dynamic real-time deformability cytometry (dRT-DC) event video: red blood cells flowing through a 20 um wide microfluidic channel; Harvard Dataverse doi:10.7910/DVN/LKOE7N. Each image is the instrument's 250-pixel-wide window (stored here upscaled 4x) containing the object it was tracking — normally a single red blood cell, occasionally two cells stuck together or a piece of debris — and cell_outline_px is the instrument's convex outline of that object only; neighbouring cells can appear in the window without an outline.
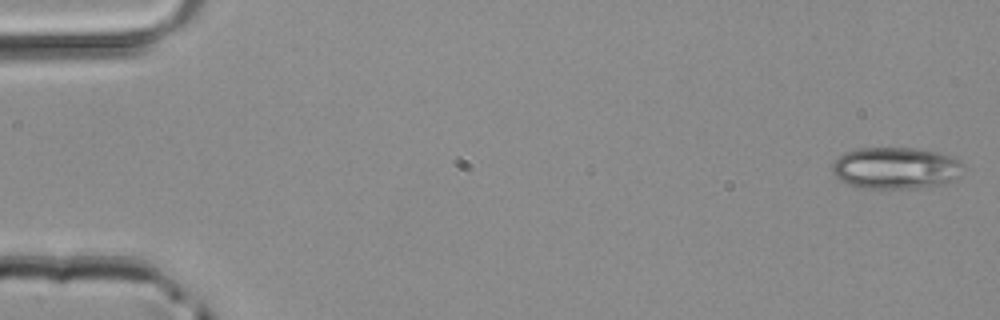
{"species": "common noctule bat (a hibernating species)", "species_latin": "Nyctalus noctula", "temperature_condition": "room temperature", "stored_images_in_passage": 47, "camera_frame_rate_fps": 3000, "um_per_image_px": 0.085, "animal": {"sex": "male", "body_mass_g": 20.4}, "frame": {"image": 1, "passage_image": 1, "time_ms": 0.0, "image_size_px": [1000, 320], "cell_outline_px": [[964, 164], [960, 176], [944, 184], [916, 188], [864, 188], [848, 184], [840, 180], [832, 172], [832, 164], [844, 152], [856, 148], [920, 148], [952, 156], [960, 160]], "centroid_in_image_um": [76.16, 14.28], "position_along_channel_um": 8.8, "area_um2": 32.08}}
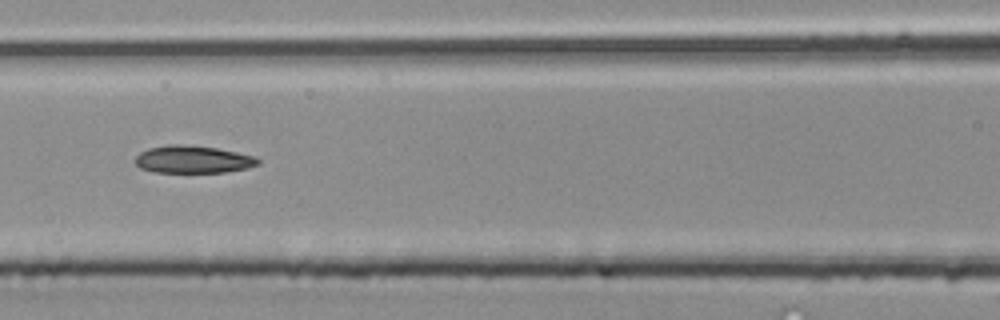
{"frame": {"image": 2, "passage_image": 21, "time_ms": 6.667, "image_size_px": [1000, 320], "cell_outline_px": [[260, 164], [248, 168], [224, 172], [156, 172], [140, 168], [136, 164], [136, 156], [140, 152], [148, 148], [168, 144], [180, 144], [216, 148], [256, 156], [260, 160]], "centroid_in_image_um": [16.42, 13.55], "position_along_channel_um": 150.2, "area_um2": 19.65}}
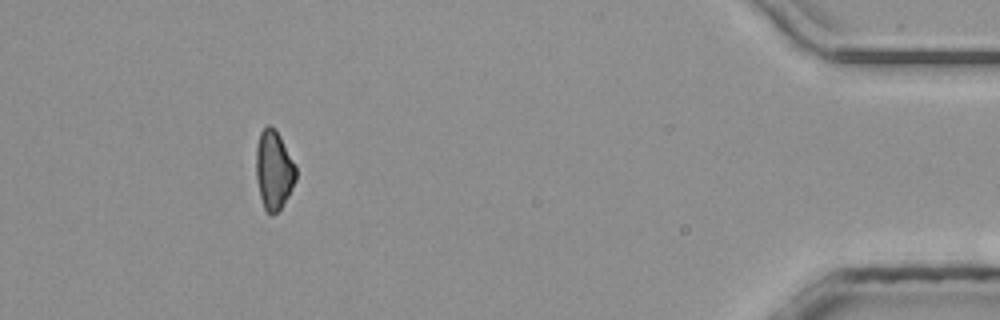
{"frame": {"image": 3, "passage_image": 43, "time_ms": 14.0, "image_size_px": [1000, 320], "cell_outline_px": [[296, 180], [288, 196], [280, 208], [272, 216], [264, 208], [260, 196], [256, 176], [256, 148], [260, 132], [268, 124], [280, 136], [296, 164]], "centroid_in_image_um": [23.28, 14.45], "position_along_channel_um": 411.9, "area_um2": 18.21}}